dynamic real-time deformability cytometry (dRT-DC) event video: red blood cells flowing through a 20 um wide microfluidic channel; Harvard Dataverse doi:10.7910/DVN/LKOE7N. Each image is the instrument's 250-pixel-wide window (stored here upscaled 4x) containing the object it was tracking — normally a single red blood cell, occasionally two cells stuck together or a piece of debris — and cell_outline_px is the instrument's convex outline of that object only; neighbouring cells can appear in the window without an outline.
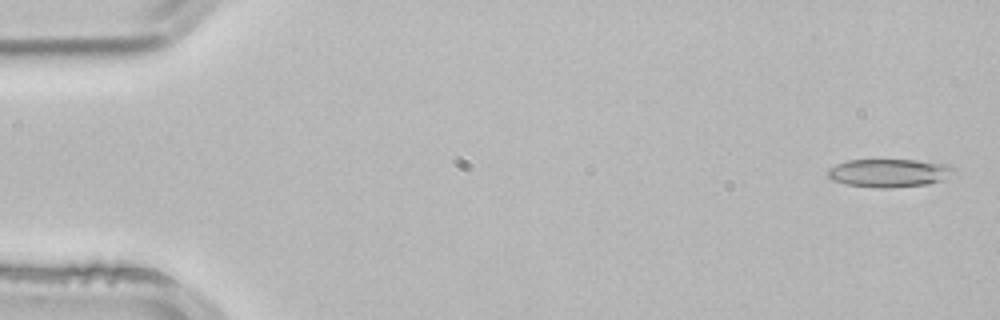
{"species": "common noctule bat (a hibernating species)", "species_latin": "Nyctalus noctula", "temperature_condition": "room temperature", "stored_images_in_passage": 4, "segment_of_instrument_passage": [1, 2], "camera_frame_rate_fps": 3000, "um_per_image_px": 0.085, "animal": {"sex": "male", "body_mass_g": 21.5, "forearm_length_mm": 52.0}, "frame": {"image": 1, "passage_image": 1, "time_ms": 0.0, "image_size_px": [1000, 320], "cell_outline_px": [[960, 172], [940, 180], [928, 184], [888, 188], [880, 188], [844, 184], [832, 180], [828, 176], [828, 168], [836, 164], [848, 160], [916, 160], [948, 164], [956, 168]], "centroid_in_image_um": [75.62, 14.7], "position_along_channel_um": 9.4, "area_um2": 20.92}}